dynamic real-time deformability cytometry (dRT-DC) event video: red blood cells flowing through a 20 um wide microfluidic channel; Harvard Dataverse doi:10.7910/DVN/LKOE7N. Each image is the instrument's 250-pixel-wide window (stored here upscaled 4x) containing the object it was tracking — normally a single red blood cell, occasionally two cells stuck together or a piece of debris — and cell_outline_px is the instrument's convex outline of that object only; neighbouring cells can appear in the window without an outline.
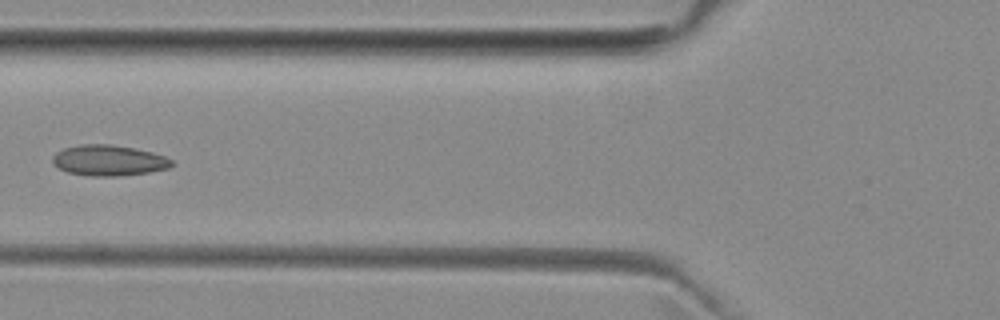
{"species": "common noctule bat (a hibernating species)", "species_latin": "Nyctalus noctula", "temperature_condition": "room temperature", "stored_images_in_passage": 7, "camera_frame_rate_fps": 3000, "um_per_image_px": 0.085, "animal": {"sex": "female", "body_mass_g": 29.2, "forearm_length_mm": 56.3}, "frame": {"image": 1, "passage_image": 7, "time_ms": 7.0, "image_size_px": [1000, 320], "cell_outline_px": [[176, 164], [168, 168], [148, 172], [120, 176], [88, 176], [68, 172], [52, 164], [52, 156], [56, 152], [64, 148], [84, 144], [112, 144], [152, 152], [164, 156], [172, 160]], "centroid_in_image_um": [9.24, 13.64], "position_along_channel_um": 116.6, "area_um2": 21.33}}